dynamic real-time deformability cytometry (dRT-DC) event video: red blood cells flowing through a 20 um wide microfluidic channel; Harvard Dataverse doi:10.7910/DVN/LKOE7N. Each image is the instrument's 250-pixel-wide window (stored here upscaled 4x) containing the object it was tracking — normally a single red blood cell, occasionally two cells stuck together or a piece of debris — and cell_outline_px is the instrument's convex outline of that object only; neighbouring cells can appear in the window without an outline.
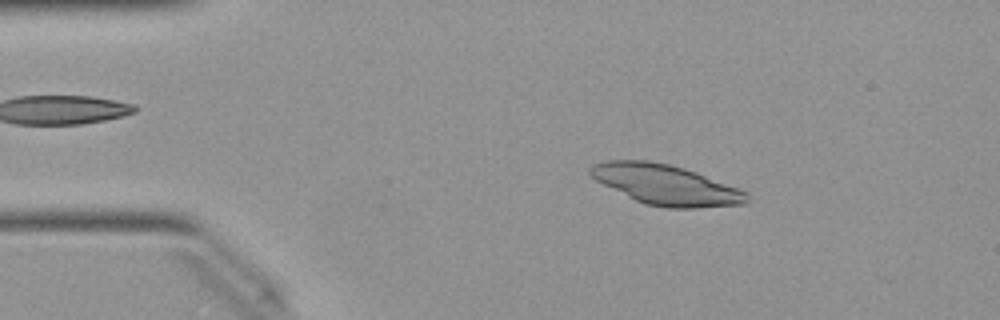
{"species": "Egyptian fruit bat (a non-hibernating species)", "species_latin": "Rousettus aegyptiacus", "temperature_condition": "warm", "stored_images_in_passage": 40, "camera_frame_rate_fps": 3000, "um_per_image_px": 0.085, "animal": {"sex": "female"}, "frame": {"image": 1, "passage_image": 2, "time_ms": 0.333, "image_size_px": [1000, 320], "cell_outline_px": [[752, 200], [748, 204], [696, 208], [668, 208], [644, 204], [596, 180], [588, 172], [588, 168], [592, 164], [604, 160], [648, 160], [668, 164], [684, 168], [696, 172], [748, 192]], "centroid_in_image_um": [56.63, 15.71], "position_along_channel_um": 28.4, "area_um2": 36.7}}